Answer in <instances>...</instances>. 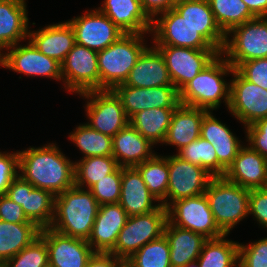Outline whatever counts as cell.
Listing matches in <instances>:
<instances>
[{
	"instance_id": "1",
	"label": "cell",
	"mask_w": 267,
	"mask_h": 267,
	"mask_svg": "<svg viewBox=\"0 0 267 267\" xmlns=\"http://www.w3.org/2000/svg\"><path fill=\"white\" fill-rule=\"evenodd\" d=\"M19 172L23 180L54 196L75 186V162L63 154L56 143L19 151Z\"/></svg>"
},
{
	"instance_id": "2",
	"label": "cell",
	"mask_w": 267,
	"mask_h": 267,
	"mask_svg": "<svg viewBox=\"0 0 267 267\" xmlns=\"http://www.w3.org/2000/svg\"><path fill=\"white\" fill-rule=\"evenodd\" d=\"M99 206L88 189L73 186L55 196L50 228L69 237L88 240Z\"/></svg>"
},
{
	"instance_id": "3",
	"label": "cell",
	"mask_w": 267,
	"mask_h": 267,
	"mask_svg": "<svg viewBox=\"0 0 267 267\" xmlns=\"http://www.w3.org/2000/svg\"><path fill=\"white\" fill-rule=\"evenodd\" d=\"M223 58L220 53L179 91L180 104L213 111L224 99L229 108L231 84L223 77L232 73L234 68L225 56Z\"/></svg>"
},
{
	"instance_id": "4",
	"label": "cell",
	"mask_w": 267,
	"mask_h": 267,
	"mask_svg": "<svg viewBox=\"0 0 267 267\" xmlns=\"http://www.w3.org/2000/svg\"><path fill=\"white\" fill-rule=\"evenodd\" d=\"M142 34H123L116 42L98 52L100 90L114 89L127 79L131 69L147 48Z\"/></svg>"
},
{
	"instance_id": "5",
	"label": "cell",
	"mask_w": 267,
	"mask_h": 267,
	"mask_svg": "<svg viewBox=\"0 0 267 267\" xmlns=\"http://www.w3.org/2000/svg\"><path fill=\"white\" fill-rule=\"evenodd\" d=\"M210 210L219 229L229 234L242 219L249 214L250 189L226 180L214 177L205 191Z\"/></svg>"
},
{
	"instance_id": "6",
	"label": "cell",
	"mask_w": 267,
	"mask_h": 267,
	"mask_svg": "<svg viewBox=\"0 0 267 267\" xmlns=\"http://www.w3.org/2000/svg\"><path fill=\"white\" fill-rule=\"evenodd\" d=\"M221 54L234 69L242 62L267 58V17H255L232 28Z\"/></svg>"
},
{
	"instance_id": "7",
	"label": "cell",
	"mask_w": 267,
	"mask_h": 267,
	"mask_svg": "<svg viewBox=\"0 0 267 267\" xmlns=\"http://www.w3.org/2000/svg\"><path fill=\"white\" fill-rule=\"evenodd\" d=\"M167 221L168 212L163 205L147 214L128 216L110 253L127 260L145 244L162 236Z\"/></svg>"
},
{
	"instance_id": "8",
	"label": "cell",
	"mask_w": 267,
	"mask_h": 267,
	"mask_svg": "<svg viewBox=\"0 0 267 267\" xmlns=\"http://www.w3.org/2000/svg\"><path fill=\"white\" fill-rule=\"evenodd\" d=\"M79 95L88 99L86 116L91 128L113 137L129 124L122 101L114 90H93Z\"/></svg>"
},
{
	"instance_id": "9",
	"label": "cell",
	"mask_w": 267,
	"mask_h": 267,
	"mask_svg": "<svg viewBox=\"0 0 267 267\" xmlns=\"http://www.w3.org/2000/svg\"><path fill=\"white\" fill-rule=\"evenodd\" d=\"M167 212L168 221L174 226L189 229L207 239L224 235L214 220L205 193L174 201Z\"/></svg>"
},
{
	"instance_id": "10",
	"label": "cell",
	"mask_w": 267,
	"mask_h": 267,
	"mask_svg": "<svg viewBox=\"0 0 267 267\" xmlns=\"http://www.w3.org/2000/svg\"><path fill=\"white\" fill-rule=\"evenodd\" d=\"M61 76L68 91L82 94L100 90L98 52L75 43L61 64Z\"/></svg>"
},
{
	"instance_id": "11",
	"label": "cell",
	"mask_w": 267,
	"mask_h": 267,
	"mask_svg": "<svg viewBox=\"0 0 267 267\" xmlns=\"http://www.w3.org/2000/svg\"><path fill=\"white\" fill-rule=\"evenodd\" d=\"M167 163L169 182L166 208L174 201L204 194L209 183L214 178L213 175L200 165L190 163L177 154L167 156Z\"/></svg>"
},
{
	"instance_id": "12",
	"label": "cell",
	"mask_w": 267,
	"mask_h": 267,
	"mask_svg": "<svg viewBox=\"0 0 267 267\" xmlns=\"http://www.w3.org/2000/svg\"><path fill=\"white\" fill-rule=\"evenodd\" d=\"M152 20L150 33H154V45H170L198 50L215 49L174 8L161 13Z\"/></svg>"
},
{
	"instance_id": "13",
	"label": "cell",
	"mask_w": 267,
	"mask_h": 267,
	"mask_svg": "<svg viewBox=\"0 0 267 267\" xmlns=\"http://www.w3.org/2000/svg\"><path fill=\"white\" fill-rule=\"evenodd\" d=\"M230 80L229 112L237 118L244 127L267 118V90L246 80L236 69Z\"/></svg>"
},
{
	"instance_id": "14",
	"label": "cell",
	"mask_w": 267,
	"mask_h": 267,
	"mask_svg": "<svg viewBox=\"0 0 267 267\" xmlns=\"http://www.w3.org/2000/svg\"><path fill=\"white\" fill-rule=\"evenodd\" d=\"M155 46L163 55L173 86L178 91L220 54L218 50H198L170 45Z\"/></svg>"
},
{
	"instance_id": "15",
	"label": "cell",
	"mask_w": 267,
	"mask_h": 267,
	"mask_svg": "<svg viewBox=\"0 0 267 267\" xmlns=\"http://www.w3.org/2000/svg\"><path fill=\"white\" fill-rule=\"evenodd\" d=\"M6 195L22 206L28 220L40 229L51 226L54 218L55 196L50 191L35 188L18 175L10 184Z\"/></svg>"
},
{
	"instance_id": "16",
	"label": "cell",
	"mask_w": 267,
	"mask_h": 267,
	"mask_svg": "<svg viewBox=\"0 0 267 267\" xmlns=\"http://www.w3.org/2000/svg\"><path fill=\"white\" fill-rule=\"evenodd\" d=\"M67 22L73 28L75 43L96 52L107 48L125 34L99 9L87 11Z\"/></svg>"
},
{
	"instance_id": "17",
	"label": "cell",
	"mask_w": 267,
	"mask_h": 267,
	"mask_svg": "<svg viewBox=\"0 0 267 267\" xmlns=\"http://www.w3.org/2000/svg\"><path fill=\"white\" fill-rule=\"evenodd\" d=\"M1 54L0 66L27 76H45L61 80V64L42 54L30 41L28 45L16 44Z\"/></svg>"
},
{
	"instance_id": "18",
	"label": "cell",
	"mask_w": 267,
	"mask_h": 267,
	"mask_svg": "<svg viewBox=\"0 0 267 267\" xmlns=\"http://www.w3.org/2000/svg\"><path fill=\"white\" fill-rule=\"evenodd\" d=\"M39 236L46 242L50 267H87L95 253L87 240L60 234L50 227L41 229Z\"/></svg>"
},
{
	"instance_id": "19",
	"label": "cell",
	"mask_w": 267,
	"mask_h": 267,
	"mask_svg": "<svg viewBox=\"0 0 267 267\" xmlns=\"http://www.w3.org/2000/svg\"><path fill=\"white\" fill-rule=\"evenodd\" d=\"M113 90L120 97L128 119L146 109L176 108L180 104L175 86L138 88L119 84Z\"/></svg>"
},
{
	"instance_id": "20",
	"label": "cell",
	"mask_w": 267,
	"mask_h": 267,
	"mask_svg": "<svg viewBox=\"0 0 267 267\" xmlns=\"http://www.w3.org/2000/svg\"><path fill=\"white\" fill-rule=\"evenodd\" d=\"M127 218V213L119 203L100 205L87 240L92 250L110 253L115 247L118 235L125 226Z\"/></svg>"
},
{
	"instance_id": "21",
	"label": "cell",
	"mask_w": 267,
	"mask_h": 267,
	"mask_svg": "<svg viewBox=\"0 0 267 267\" xmlns=\"http://www.w3.org/2000/svg\"><path fill=\"white\" fill-rule=\"evenodd\" d=\"M244 146L239 149L223 177L250 190L263 188L267 176V159L249 145Z\"/></svg>"
},
{
	"instance_id": "22",
	"label": "cell",
	"mask_w": 267,
	"mask_h": 267,
	"mask_svg": "<svg viewBox=\"0 0 267 267\" xmlns=\"http://www.w3.org/2000/svg\"><path fill=\"white\" fill-rule=\"evenodd\" d=\"M122 85L138 88L173 86L165 59L156 46L144 50Z\"/></svg>"
},
{
	"instance_id": "23",
	"label": "cell",
	"mask_w": 267,
	"mask_h": 267,
	"mask_svg": "<svg viewBox=\"0 0 267 267\" xmlns=\"http://www.w3.org/2000/svg\"><path fill=\"white\" fill-rule=\"evenodd\" d=\"M126 34H148L152 20L144 12L140 0H104L98 8Z\"/></svg>"
},
{
	"instance_id": "24",
	"label": "cell",
	"mask_w": 267,
	"mask_h": 267,
	"mask_svg": "<svg viewBox=\"0 0 267 267\" xmlns=\"http://www.w3.org/2000/svg\"><path fill=\"white\" fill-rule=\"evenodd\" d=\"M158 200L149 192L139 171L135 167H122L121 195L119 204L128 216L150 213L161 204L153 205Z\"/></svg>"
},
{
	"instance_id": "25",
	"label": "cell",
	"mask_w": 267,
	"mask_h": 267,
	"mask_svg": "<svg viewBox=\"0 0 267 267\" xmlns=\"http://www.w3.org/2000/svg\"><path fill=\"white\" fill-rule=\"evenodd\" d=\"M173 8L215 49L222 52L226 35L217 25L208 0L185 1Z\"/></svg>"
},
{
	"instance_id": "26",
	"label": "cell",
	"mask_w": 267,
	"mask_h": 267,
	"mask_svg": "<svg viewBox=\"0 0 267 267\" xmlns=\"http://www.w3.org/2000/svg\"><path fill=\"white\" fill-rule=\"evenodd\" d=\"M28 38L42 54L60 64L75 45V34L67 21L48 25L37 31L29 30Z\"/></svg>"
},
{
	"instance_id": "27",
	"label": "cell",
	"mask_w": 267,
	"mask_h": 267,
	"mask_svg": "<svg viewBox=\"0 0 267 267\" xmlns=\"http://www.w3.org/2000/svg\"><path fill=\"white\" fill-rule=\"evenodd\" d=\"M112 156L120 167H135L151 159L153 144L128 124L112 137Z\"/></svg>"
},
{
	"instance_id": "28",
	"label": "cell",
	"mask_w": 267,
	"mask_h": 267,
	"mask_svg": "<svg viewBox=\"0 0 267 267\" xmlns=\"http://www.w3.org/2000/svg\"><path fill=\"white\" fill-rule=\"evenodd\" d=\"M208 110L179 104L173 111L163 144L178 151L200 137L201 123Z\"/></svg>"
},
{
	"instance_id": "29",
	"label": "cell",
	"mask_w": 267,
	"mask_h": 267,
	"mask_svg": "<svg viewBox=\"0 0 267 267\" xmlns=\"http://www.w3.org/2000/svg\"><path fill=\"white\" fill-rule=\"evenodd\" d=\"M26 0H0V54L27 39L29 34Z\"/></svg>"
},
{
	"instance_id": "30",
	"label": "cell",
	"mask_w": 267,
	"mask_h": 267,
	"mask_svg": "<svg viewBox=\"0 0 267 267\" xmlns=\"http://www.w3.org/2000/svg\"><path fill=\"white\" fill-rule=\"evenodd\" d=\"M200 137L213 144L218 162L226 170L242 147L241 141L234 136L226 124L217 120L211 111H208L202 119Z\"/></svg>"
},
{
	"instance_id": "31",
	"label": "cell",
	"mask_w": 267,
	"mask_h": 267,
	"mask_svg": "<svg viewBox=\"0 0 267 267\" xmlns=\"http://www.w3.org/2000/svg\"><path fill=\"white\" fill-rule=\"evenodd\" d=\"M164 235L170 247L171 267H183L195 262L207 238L189 229L172 225L167 221Z\"/></svg>"
},
{
	"instance_id": "32",
	"label": "cell",
	"mask_w": 267,
	"mask_h": 267,
	"mask_svg": "<svg viewBox=\"0 0 267 267\" xmlns=\"http://www.w3.org/2000/svg\"><path fill=\"white\" fill-rule=\"evenodd\" d=\"M35 223H11L0 220V266L39 237Z\"/></svg>"
},
{
	"instance_id": "33",
	"label": "cell",
	"mask_w": 267,
	"mask_h": 267,
	"mask_svg": "<svg viewBox=\"0 0 267 267\" xmlns=\"http://www.w3.org/2000/svg\"><path fill=\"white\" fill-rule=\"evenodd\" d=\"M175 108H152L140 111L129 119L144 138L153 145L163 143Z\"/></svg>"
},
{
	"instance_id": "34",
	"label": "cell",
	"mask_w": 267,
	"mask_h": 267,
	"mask_svg": "<svg viewBox=\"0 0 267 267\" xmlns=\"http://www.w3.org/2000/svg\"><path fill=\"white\" fill-rule=\"evenodd\" d=\"M226 236L205 241L196 260L199 267H238L239 242L226 240Z\"/></svg>"
},
{
	"instance_id": "35",
	"label": "cell",
	"mask_w": 267,
	"mask_h": 267,
	"mask_svg": "<svg viewBox=\"0 0 267 267\" xmlns=\"http://www.w3.org/2000/svg\"><path fill=\"white\" fill-rule=\"evenodd\" d=\"M149 192L166 208V195L169 182L167 156L155 154L151 159L135 166Z\"/></svg>"
},
{
	"instance_id": "36",
	"label": "cell",
	"mask_w": 267,
	"mask_h": 267,
	"mask_svg": "<svg viewBox=\"0 0 267 267\" xmlns=\"http://www.w3.org/2000/svg\"><path fill=\"white\" fill-rule=\"evenodd\" d=\"M118 167L113 156H92L75 161V186L89 189Z\"/></svg>"
},
{
	"instance_id": "37",
	"label": "cell",
	"mask_w": 267,
	"mask_h": 267,
	"mask_svg": "<svg viewBox=\"0 0 267 267\" xmlns=\"http://www.w3.org/2000/svg\"><path fill=\"white\" fill-rule=\"evenodd\" d=\"M70 133L69 139L81 150L84 157L112 156V137L103 134L88 124H81Z\"/></svg>"
},
{
	"instance_id": "38",
	"label": "cell",
	"mask_w": 267,
	"mask_h": 267,
	"mask_svg": "<svg viewBox=\"0 0 267 267\" xmlns=\"http://www.w3.org/2000/svg\"><path fill=\"white\" fill-rule=\"evenodd\" d=\"M214 19L226 35L232 28L255 18L242 0H208Z\"/></svg>"
},
{
	"instance_id": "39",
	"label": "cell",
	"mask_w": 267,
	"mask_h": 267,
	"mask_svg": "<svg viewBox=\"0 0 267 267\" xmlns=\"http://www.w3.org/2000/svg\"><path fill=\"white\" fill-rule=\"evenodd\" d=\"M182 159L200 165L214 177H223L226 169L218 162L213 144L199 137L178 151Z\"/></svg>"
},
{
	"instance_id": "40",
	"label": "cell",
	"mask_w": 267,
	"mask_h": 267,
	"mask_svg": "<svg viewBox=\"0 0 267 267\" xmlns=\"http://www.w3.org/2000/svg\"><path fill=\"white\" fill-rule=\"evenodd\" d=\"M126 261L132 267H171L170 247L165 235L148 242Z\"/></svg>"
},
{
	"instance_id": "41",
	"label": "cell",
	"mask_w": 267,
	"mask_h": 267,
	"mask_svg": "<svg viewBox=\"0 0 267 267\" xmlns=\"http://www.w3.org/2000/svg\"><path fill=\"white\" fill-rule=\"evenodd\" d=\"M49 265L46 242L39 236L0 267H47Z\"/></svg>"
},
{
	"instance_id": "42",
	"label": "cell",
	"mask_w": 267,
	"mask_h": 267,
	"mask_svg": "<svg viewBox=\"0 0 267 267\" xmlns=\"http://www.w3.org/2000/svg\"><path fill=\"white\" fill-rule=\"evenodd\" d=\"M122 167L92 185L88 190L93 194L99 205L117 204L121 195Z\"/></svg>"
},
{
	"instance_id": "43",
	"label": "cell",
	"mask_w": 267,
	"mask_h": 267,
	"mask_svg": "<svg viewBox=\"0 0 267 267\" xmlns=\"http://www.w3.org/2000/svg\"><path fill=\"white\" fill-rule=\"evenodd\" d=\"M238 267H267V238L249 245L239 243Z\"/></svg>"
},
{
	"instance_id": "44",
	"label": "cell",
	"mask_w": 267,
	"mask_h": 267,
	"mask_svg": "<svg viewBox=\"0 0 267 267\" xmlns=\"http://www.w3.org/2000/svg\"><path fill=\"white\" fill-rule=\"evenodd\" d=\"M236 70L246 80L267 90V58L242 62Z\"/></svg>"
},
{
	"instance_id": "45",
	"label": "cell",
	"mask_w": 267,
	"mask_h": 267,
	"mask_svg": "<svg viewBox=\"0 0 267 267\" xmlns=\"http://www.w3.org/2000/svg\"><path fill=\"white\" fill-rule=\"evenodd\" d=\"M19 153L0 152V195L6 194L12 181L18 176Z\"/></svg>"
},
{
	"instance_id": "46",
	"label": "cell",
	"mask_w": 267,
	"mask_h": 267,
	"mask_svg": "<svg viewBox=\"0 0 267 267\" xmlns=\"http://www.w3.org/2000/svg\"><path fill=\"white\" fill-rule=\"evenodd\" d=\"M248 145L267 159V118L245 127Z\"/></svg>"
},
{
	"instance_id": "47",
	"label": "cell",
	"mask_w": 267,
	"mask_h": 267,
	"mask_svg": "<svg viewBox=\"0 0 267 267\" xmlns=\"http://www.w3.org/2000/svg\"><path fill=\"white\" fill-rule=\"evenodd\" d=\"M253 215L259 225L267 228V192L262 189H251L249 195V215Z\"/></svg>"
},
{
	"instance_id": "48",
	"label": "cell",
	"mask_w": 267,
	"mask_h": 267,
	"mask_svg": "<svg viewBox=\"0 0 267 267\" xmlns=\"http://www.w3.org/2000/svg\"><path fill=\"white\" fill-rule=\"evenodd\" d=\"M0 220L11 223H33L24 214L22 206L12 201L6 194L0 195Z\"/></svg>"
},
{
	"instance_id": "49",
	"label": "cell",
	"mask_w": 267,
	"mask_h": 267,
	"mask_svg": "<svg viewBox=\"0 0 267 267\" xmlns=\"http://www.w3.org/2000/svg\"><path fill=\"white\" fill-rule=\"evenodd\" d=\"M124 261L111 253L95 252L89 259L87 267H119Z\"/></svg>"
},
{
	"instance_id": "50",
	"label": "cell",
	"mask_w": 267,
	"mask_h": 267,
	"mask_svg": "<svg viewBox=\"0 0 267 267\" xmlns=\"http://www.w3.org/2000/svg\"><path fill=\"white\" fill-rule=\"evenodd\" d=\"M140 2L142 9L151 20L172 8L171 0H140Z\"/></svg>"
},
{
	"instance_id": "51",
	"label": "cell",
	"mask_w": 267,
	"mask_h": 267,
	"mask_svg": "<svg viewBox=\"0 0 267 267\" xmlns=\"http://www.w3.org/2000/svg\"><path fill=\"white\" fill-rule=\"evenodd\" d=\"M255 17H267V0H242Z\"/></svg>"
},
{
	"instance_id": "52",
	"label": "cell",
	"mask_w": 267,
	"mask_h": 267,
	"mask_svg": "<svg viewBox=\"0 0 267 267\" xmlns=\"http://www.w3.org/2000/svg\"><path fill=\"white\" fill-rule=\"evenodd\" d=\"M183 267H199V264L197 261H195V262L188 263L184 265Z\"/></svg>"
},
{
	"instance_id": "53",
	"label": "cell",
	"mask_w": 267,
	"mask_h": 267,
	"mask_svg": "<svg viewBox=\"0 0 267 267\" xmlns=\"http://www.w3.org/2000/svg\"><path fill=\"white\" fill-rule=\"evenodd\" d=\"M185 1H190V0H171V2H172V8H173V6H175L176 4H179V3H182V2H185Z\"/></svg>"
},
{
	"instance_id": "54",
	"label": "cell",
	"mask_w": 267,
	"mask_h": 267,
	"mask_svg": "<svg viewBox=\"0 0 267 267\" xmlns=\"http://www.w3.org/2000/svg\"><path fill=\"white\" fill-rule=\"evenodd\" d=\"M119 267H132L126 260Z\"/></svg>"
},
{
	"instance_id": "55",
	"label": "cell",
	"mask_w": 267,
	"mask_h": 267,
	"mask_svg": "<svg viewBox=\"0 0 267 267\" xmlns=\"http://www.w3.org/2000/svg\"><path fill=\"white\" fill-rule=\"evenodd\" d=\"M262 189H264L266 192H267V176H266V181H265V184H264V186H263V188Z\"/></svg>"
}]
</instances>
